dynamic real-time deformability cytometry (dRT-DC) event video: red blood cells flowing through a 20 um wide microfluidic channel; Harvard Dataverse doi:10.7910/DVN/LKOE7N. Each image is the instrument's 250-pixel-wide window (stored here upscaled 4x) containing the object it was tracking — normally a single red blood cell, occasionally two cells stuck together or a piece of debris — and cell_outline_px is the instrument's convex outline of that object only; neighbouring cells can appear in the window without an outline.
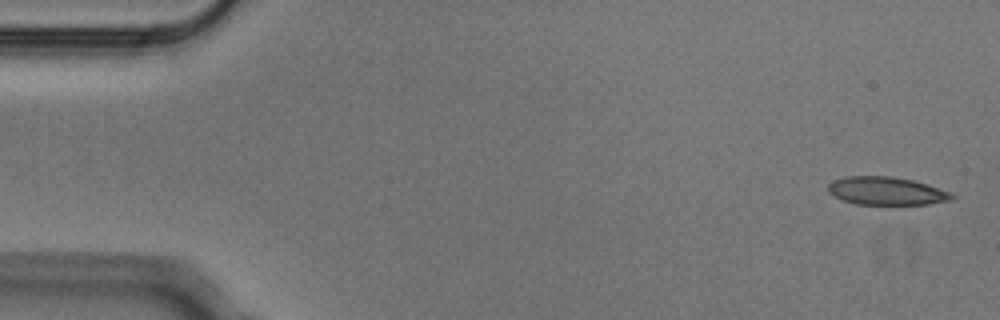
{"species": "Egyptian fruit bat (a non-hibernating species)", "species_latin": "Rousettus aegyptiacus", "temperature_condition": "cold", "stored_images_in_passage": 4, "camera_frame_rate_fps": 3000, "um_per_image_px": 0.085, "animal": {"sex": "male"}, "frame": {"image": 1, "passage_image": 1, "time_ms": 0.0, "image_size_px": [1000, 320], "cell_outline_px": [[956, 196], [952, 200], [928, 204], [856, 204], [844, 200], [828, 192], [828, 184], [836, 180], [848, 176], [892, 176], [912, 180], [928, 184], [952, 192]], "centroid_in_image_um": [75.41, 16.23], "position_along_channel_um": 9.6, "area_um2": 20.17}}